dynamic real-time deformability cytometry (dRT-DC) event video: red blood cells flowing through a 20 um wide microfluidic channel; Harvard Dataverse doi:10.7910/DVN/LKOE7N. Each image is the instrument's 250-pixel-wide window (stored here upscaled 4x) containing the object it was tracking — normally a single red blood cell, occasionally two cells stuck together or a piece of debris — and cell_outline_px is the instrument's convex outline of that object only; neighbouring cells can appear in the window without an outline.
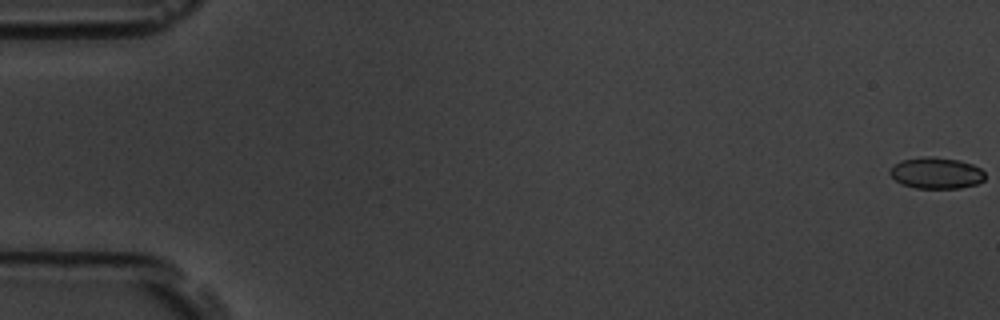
{"species": "common noctule bat (a hibernating species)", "species_latin": "Nyctalus noctula", "temperature_condition": "room temperature", "stored_images_in_passage": 57, "camera_frame_rate_fps": 3000, "um_per_image_px": 0.085, "animal": {"sex": "male", "body_mass_g": 19.5, "forearm_length_mm": 54.6}, "frame": {"image": 1, "passage_image": 1, "time_ms": 0.0, "image_size_px": [1000, 320], "cell_outline_px": [[984, 180], [976, 184], [960, 188], [916, 188], [904, 184], [896, 180], [888, 172], [896, 164], [904, 160], [924, 156], [932, 156], [960, 160], [972, 164], [980, 168], [984, 172]], "centroid_in_image_um": [79.62, 14.7], "position_along_channel_um": 5.4, "area_um2": 17.17}}
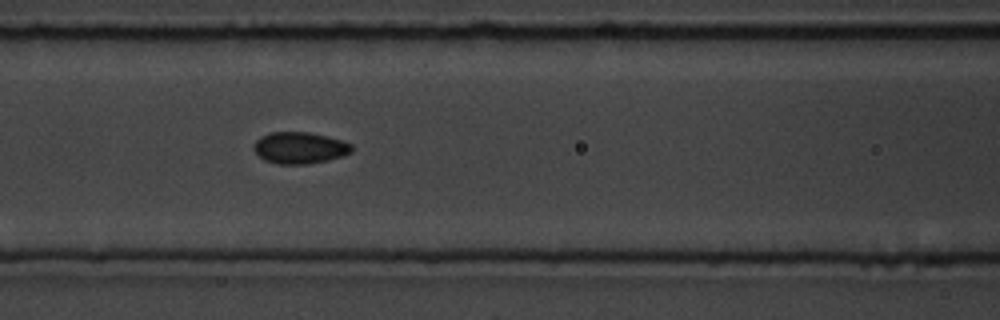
{"frame": {"image": 2, "passage_image": 25, "time_ms": 8.0, "image_size_px": [1000, 320], "cell_outline_px": [[352, 152], [328, 160], [308, 164], [276, 164], [264, 160], [252, 148], [256, 140], [260, 136], [268, 132], [308, 132], [340, 140], [352, 144]], "centroid_in_image_um": [25.43, 12.57], "position_along_channel_um": 141.2, "area_um2": 17.98}}
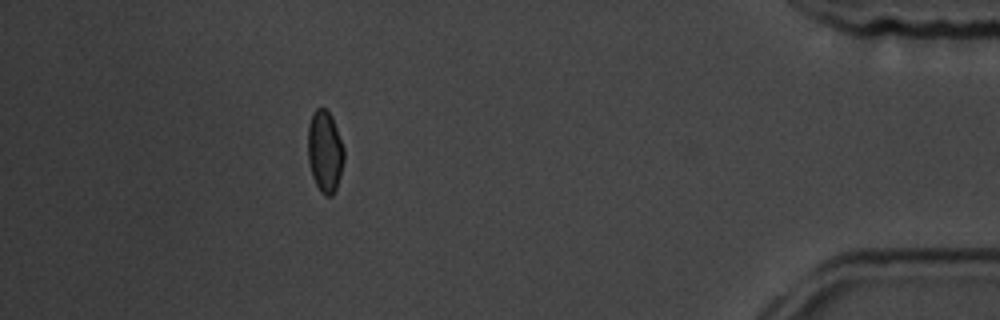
{"frame": {"image": 3, "passage_image": 51, "time_ms": 16.667, "image_size_px": [1000, 320], "cell_outline_px": [[344, 160], [340, 176], [336, 188], [332, 196], [324, 196], [320, 192], [312, 176], [308, 160], [308, 124], [312, 112], [316, 108], [324, 108], [332, 116], [344, 148]], "centroid_in_image_um": [27.61, 12.87], "position_along_channel_um": 407.6, "area_um2": 17.34}, "authors_computed_cell_mechanics": {"area_um2": 17.4556, "velocity_mm_per_s": 3.685, "shape_relaxation_time_tau1_ms": 7.6355, "shape_relaxation_time_tau2_ms": 1.1088, "deformation_change_tau1": 0.0941, "deformation_change_tau2": 0.0431}}